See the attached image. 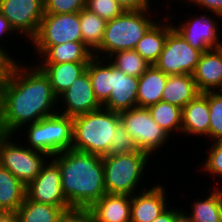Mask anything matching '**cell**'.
Instances as JSON below:
<instances>
[{
    "label": "cell",
    "instance_id": "cell-26",
    "mask_svg": "<svg viewBox=\"0 0 222 222\" xmlns=\"http://www.w3.org/2000/svg\"><path fill=\"white\" fill-rule=\"evenodd\" d=\"M208 196L194 200L192 212L184 215L192 222H222V188L216 187L208 192Z\"/></svg>",
    "mask_w": 222,
    "mask_h": 222
},
{
    "label": "cell",
    "instance_id": "cell-15",
    "mask_svg": "<svg viewBox=\"0 0 222 222\" xmlns=\"http://www.w3.org/2000/svg\"><path fill=\"white\" fill-rule=\"evenodd\" d=\"M138 190L131 196V222H152L168 208L167 193L163 185Z\"/></svg>",
    "mask_w": 222,
    "mask_h": 222
},
{
    "label": "cell",
    "instance_id": "cell-2",
    "mask_svg": "<svg viewBox=\"0 0 222 222\" xmlns=\"http://www.w3.org/2000/svg\"><path fill=\"white\" fill-rule=\"evenodd\" d=\"M51 158L60 168L62 193L72 208H90L106 194L102 156L68 149Z\"/></svg>",
    "mask_w": 222,
    "mask_h": 222
},
{
    "label": "cell",
    "instance_id": "cell-13",
    "mask_svg": "<svg viewBox=\"0 0 222 222\" xmlns=\"http://www.w3.org/2000/svg\"><path fill=\"white\" fill-rule=\"evenodd\" d=\"M190 17L191 20L180 23V26L173 25V28L196 50L201 53L211 49L221 48L218 20L206 14L197 17ZM216 20V21H215Z\"/></svg>",
    "mask_w": 222,
    "mask_h": 222
},
{
    "label": "cell",
    "instance_id": "cell-42",
    "mask_svg": "<svg viewBox=\"0 0 222 222\" xmlns=\"http://www.w3.org/2000/svg\"><path fill=\"white\" fill-rule=\"evenodd\" d=\"M12 34L14 32V30L11 28L8 20L0 13V39H4L2 38L4 35L8 37V34L10 33ZM1 42V41H0ZM1 45V43H0Z\"/></svg>",
    "mask_w": 222,
    "mask_h": 222
},
{
    "label": "cell",
    "instance_id": "cell-14",
    "mask_svg": "<svg viewBox=\"0 0 222 222\" xmlns=\"http://www.w3.org/2000/svg\"><path fill=\"white\" fill-rule=\"evenodd\" d=\"M58 103H61L64 112L62 109L57 112L70 117L96 111L102 107L94 96L87 70L76 78L71 86L58 97Z\"/></svg>",
    "mask_w": 222,
    "mask_h": 222
},
{
    "label": "cell",
    "instance_id": "cell-35",
    "mask_svg": "<svg viewBox=\"0 0 222 222\" xmlns=\"http://www.w3.org/2000/svg\"><path fill=\"white\" fill-rule=\"evenodd\" d=\"M211 144L208 155L205 157L207 159H204L202 170L216 179H218L216 176L222 178V140L213 141Z\"/></svg>",
    "mask_w": 222,
    "mask_h": 222
},
{
    "label": "cell",
    "instance_id": "cell-44",
    "mask_svg": "<svg viewBox=\"0 0 222 222\" xmlns=\"http://www.w3.org/2000/svg\"><path fill=\"white\" fill-rule=\"evenodd\" d=\"M179 222H192L191 220H189L185 215H183L180 219Z\"/></svg>",
    "mask_w": 222,
    "mask_h": 222
},
{
    "label": "cell",
    "instance_id": "cell-43",
    "mask_svg": "<svg viewBox=\"0 0 222 222\" xmlns=\"http://www.w3.org/2000/svg\"><path fill=\"white\" fill-rule=\"evenodd\" d=\"M0 222H18V219L15 214H5Z\"/></svg>",
    "mask_w": 222,
    "mask_h": 222
},
{
    "label": "cell",
    "instance_id": "cell-32",
    "mask_svg": "<svg viewBox=\"0 0 222 222\" xmlns=\"http://www.w3.org/2000/svg\"><path fill=\"white\" fill-rule=\"evenodd\" d=\"M209 103V134L212 141L222 140V95L217 91L208 92Z\"/></svg>",
    "mask_w": 222,
    "mask_h": 222
},
{
    "label": "cell",
    "instance_id": "cell-5",
    "mask_svg": "<svg viewBox=\"0 0 222 222\" xmlns=\"http://www.w3.org/2000/svg\"><path fill=\"white\" fill-rule=\"evenodd\" d=\"M150 155L142 150L102 157L106 193L130 195L136 193L144 177ZM137 187V188H136Z\"/></svg>",
    "mask_w": 222,
    "mask_h": 222
},
{
    "label": "cell",
    "instance_id": "cell-30",
    "mask_svg": "<svg viewBox=\"0 0 222 222\" xmlns=\"http://www.w3.org/2000/svg\"><path fill=\"white\" fill-rule=\"evenodd\" d=\"M153 120L171 137L173 132L181 133L182 108L160 101L148 107ZM180 131V132H179Z\"/></svg>",
    "mask_w": 222,
    "mask_h": 222
},
{
    "label": "cell",
    "instance_id": "cell-3",
    "mask_svg": "<svg viewBox=\"0 0 222 222\" xmlns=\"http://www.w3.org/2000/svg\"><path fill=\"white\" fill-rule=\"evenodd\" d=\"M120 122L119 113L103 107L73 117L72 149L102 157L109 155Z\"/></svg>",
    "mask_w": 222,
    "mask_h": 222
},
{
    "label": "cell",
    "instance_id": "cell-45",
    "mask_svg": "<svg viewBox=\"0 0 222 222\" xmlns=\"http://www.w3.org/2000/svg\"><path fill=\"white\" fill-rule=\"evenodd\" d=\"M5 215V212L0 208V219Z\"/></svg>",
    "mask_w": 222,
    "mask_h": 222
},
{
    "label": "cell",
    "instance_id": "cell-29",
    "mask_svg": "<svg viewBox=\"0 0 222 222\" xmlns=\"http://www.w3.org/2000/svg\"><path fill=\"white\" fill-rule=\"evenodd\" d=\"M107 21L83 8L80 11V30L83 43L93 52L101 45Z\"/></svg>",
    "mask_w": 222,
    "mask_h": 222
},
{
    "label": "cell",
    "instance_id": "cell-8",
    "mask_svg": "<svg viewBox=\"0 0 222 222\" xmlns=\"http://www.w3.org/2000/svg\"><path fill=\"white\" fill-rule=\"evenodd\" d=\"M119 115L138 148L150 156L154 151L161 149L164 143L168 144L170 135L153 120L148 108L137 106Z\"/></svg>",
    "mask_w": 222,
    "mask_h": 222
},
{
    "label": "cell",
    "instance_id": "cell-17",
    "mask_svg": "<svg viewBox=\"0 0 222 222\" xmlns=\"http://www.w3.org/2000/svg\"><path fill=\"white\" fill-rule=\"evenodd\" d=\"M192 76L200 93L217 91L222 84V47L201 53Z\"/></svg>",
    "mask_w": 222,
    "mask_h": 222
},
{
    "label": "cell",
    "instance_id": "cell-6",
    "mask_svg": "<svg viewBox=\"0 0 222 222\" xmlns=\"http://www.w3.org/2000/svg\"><path fill=\"white\" fill-rule=\"evenodd\" d=\"M26 126V147L44 152L49 157L72 149L73 117L56 113Z\"/></svg>",
    "mask_w": 222,
    "mask_h": 222
},
{
    "label": "cell",
    "instance_id": "cell-27",
    "mask_svg": "<svg viewBox=\"0 0 222 222\" xmlns=\"http://www.w3.org/2000/svg\"><path fill=\"white\" fill-rule=\"evenodd\" d=\"M105 59L93 57L86 70L92 83L94 96L102 106L112 92V64Z\"/></svg>",
    "mask_w": 222,
    "mask_h": 222
},
{
    "label": "cell",
    "instance_id": "cell-33",
    "mask_svg": "<svg viewBox=\"0 0 222 222\" xmlns=\"http://www.w3.org/2000/svg\"><path fill=\"white\" fill-rule=\"evenodd\" d=\"M85 8L106 21L119 17L126 11L116 0H86Z\"/></svg>",
    "mask_w": 222,
    "mask_h": 222
},
{
    "label": "cell",
    "instance_id": "cell-37",
    "mask_svg": "<svg viewBox=\"0 0 222 222\" xmlns=\"http://www.w3.org/2000/svg\"><path fill=\"white\" fill-rule=\"evenodd\" d=\"M58 222H93L89 208H70L59 217Z\"/></svg>",
    "mask_w": 222,
    "mask_h": 222
},
{
    "label": "cell",
    "instance_id": "cell-40",
    "mask_svg": "<svg viewBox=\"0 0 222 222\" xmlns=\"http://www.w3.org/2000/svg\"><path fill=\"white\" fill-rule=\"evenodd\" d=\"M126 11H138L151 7L150 0H116Z\"/></svg>",
    "mask_w": 222,
    "mask_h": 222
},
{
    "label": "cell",
    "instance_id": "cell-11",
    "mask_svg": "<svg viewBox=\"0 0 222 222\" xmlns=\"http://www.w3.org/2000/svg\"><path fill=\"white\" fill-rule=\"evenodd\" d=\"M0 13L14 33H23L31 41L37 35L45 14L44 0H0Z\"/></svg>",
    "mask_w": 222,
    "mask_h": 222
},
{
    "label": "cell",
    "instance_id": "cell-28",
    "mask_svg": "<svg viewBox=\"0 0 222 222\" xmlns=\"http://www.w3.org/2000/svg\"><path fill=\"white\" fill-rule=\"evenodd\" d=\"M72 207H57L49 204L25 201L16 211L18 222H58L60 215Z\"/></svg>",
    "mask_w": 222,
    "mask_h": 222
},
{
    "label": "cell",
    "instance_id": "cell-39",
    "mask_svg": "<svg viewBox=\"0 0 222 222\" xmlns=\"http://www.w3.org/2000/svg\"><path fill=\"white\" fill-rule=\"evenodd\" d=\"M209 10L215 17L222 18V0H192L193 4Z\"/></svg>",
    "mask_w": 222,
    "mask_h": 222
},
{
    "label": "cell",
    "instance_id": "cell-47",
    "mask_svg": "<svg viewBox=\"0 0 222 222\" xmlns=\"http://www.w3.org/2000/svg\"><path fill=\"white\" fill-rule=\"evenodd\" d=\"M186 2H187V4H188V2H189V3H191V2H192V0H186Z\"/></svg>",
    "mask_w": 222,
    "mask_h": 222
},
{
    "label": "cell",
    "instance_id": "cell-46",
    "mask_svg": "<svg viewBox=\"0 0 222 222\" xmlns=\"http://www.w3.org/2000/svg\"><path fill=\"white\" fill-rule=\"evenodd\" d=\"M217 92L222 95V84H221V86L218 88Z\"/></svg>",
    "mask_w": 222,
    "mask_h": 222
},
{
    "label": "cell",
    "instance_id": "cell-38",
    "mask_svg": "<svg viewBox=\"0 0 222 222\" xmlns=\"http://www.w3.org/2000/svg\"><path fill=\"white\" fill-rule=\"evenodd\" d=\"M9 50H5L0 46V83L6 78L9 74V71L16 61L15 57L11 56Z\"/></svg>",
    "mask_w": 222,
    "mask_h": 222
},
{
    "label": "cell",
    "instance_id": "cell-34",
    "mask_svg": "<svg viewBox=\"0 0 222 222\" xmlns=\"http://www.w3.org/2000/svg\"><path fill=\"white\" fill-rule=\"evenodd\" d=\"M140 149L134 140L130 137L125 126L120 122L115 131L114 139L111 143V151L109 155L128 154L130 152H137Z\"/></svg>",
    "mask_w": 222,
    "mask_h": 222
},
{
    "label": "cell",
    "instance_id": "cell-24",
    "mask_svg": "<svg viewBox=\"0 0 222 222\" xmlns=\"http://www.w3.org/2000/svg\"><path fill=\"white\" fill-rule=\"evenodd\" d=\"M199 93L191 74L168 75L161 101L183 108Z\"/></svg>",
    "mask_w": 222,
    "mask_h": 222
},
{
    "label": "cell",
    "instance_id": "cell-1",
    "mask_svg": "<svg viewBox=\"0 0 222 222\" xmlns=\"http://www.w3.org/2000/svg\"><path fill=\"white\" fill-rule=\"evenodd\" d=\"M29 65L15 61L0 83L1 134L14 136L22 127L58 113L49 78L36 64Z\"/></svg>",
    "mask_w": 222,
    "mask_h": 222
},
{
    "label": "cell",
    "instance_id": "cell-21",
    "mask_svg": "<svg viewBox=\"0 0 222 222\" xmlns=\"http://www.w3.org/2000/svg\"><path fill=\"white\" fill-rule=\"evenodd\" d=\"M89 62L39 63L37 66L49 78L54 94L59 97L82 73Z\"/></svg>",
    "mask_w": 222,
    "mask_h": 222
},
{
    "label": "cell",
    "instance_id": "cell-22",
    "mask_svg": "<svg viewBox=\"0 0 222 222\" xmlns=\"http://www.w3.org/2000/svg\"><path fill=\"white\" fill-rule=\"evenodd\" d=\"M168 20L170 18L167 15L163 21L156 22L138 41L134 48L150 65H154L159 59L167 39V34L173 28L172 23H167ZM163 22L165 23L163 24Z\"/></svg>",
    "mask_w": 222,
    "mask_h": 222
},
{
    "label": "cell",
    "instance_id": "cell-20",
    "mask_svg": "<svg viewBox=\"0 0 222 222\" xmlns=\"http://www.w3.org/2000/svg\"><path fill=\"white\" fill-rule=\"evenodd\" d=\"M38 56H42L39 63L89 62L93 51L83 42H67L58 45H34Z\"/></svg>",
    "mask_w": 222,
    "mask_h": 222
},
{
    "label": "cell",
    "instance_id": "cell-36",
    "mask_svg": "<svg viewBox=\"0 0 222 222\" xmlns=\"http://www.w3.org/2000/svg\"><path fill=\"white\" fill-rule=\"evenodd\" d=\"M86 0H44V13L70 14L85 8Z\"/></svg>",
    "mask_w": 222,
    "mask_h": 222
},
{
    "label": "cell",
    "instance_id": "cell-23",
    "mask_svg": "<svg viewBox=\"0 0 222 222\" xmlns=\"http://www.w3.org/2000/svg\"><path fill=\"white\" fill-rule=\"evenodd\" d=\"M168 75L155 65H150L139 77L137 106L148 108L161 101Z\"/></svg>",
    "mask_w": 222,
    "mask_h": 222
},
{
    "label": "cell",
    "instance_id": "cell-12",
    "mask_svg": "<svg viewBox=\"0 0 222 222\" xmlns=\"http://www.w3.org/2000/svg\"><path fill=\"white\" fill-rule=\"evenodd\" d=\"M49 159L36 178L26 186V197L37 203L71 207L62 193L60 168L51 157Z\"/></svg>",
    "mask_w": 222,
    "mask_h": 222
},
{
    "label": "cell",
    "instance_id": "cell-25",
    "mask_svg": "<svg viewBox=\"0 0 222 222\" xmlns=\"http://www.w3.org/2000/svg\"><path fill=\"white\" fill-rule=\"evenodd\" d=\"M26 198V185L0 165V208L15 214Z\"/></svg>",
    "mask_w": 222,
    "mask_h": 222
},
{
    "label": "cell",
    "instance_id": "cell-10",
    "mask_svg": "<svg viewBox=\"0 0 222 222\" xmlns=\"http://www.w3.org/2000/svg\"><path fill=\"white\" fill-rule=\"evenodd\" d=\"M83 42L80 30V12L70 14L45 13L33 45H58L67 42Z\"/></svg>",
    "mask_w": 222,
    "mask_h": 222
},
{
    "label": "cell",
    "instance_id": "cell-7",
    "mask_svg": "<svg viewBox=\"0 0 222 222\" xmlns=\"http://www.w3.org/2000/svg\"><path fill=\"white\" fill-rule=\"evenodd\" d=\"M11 138L12 135L0 133V165L27 186L50 157L44 152L26 147L25 144L21 145L20 141L14 142Z\"/></svg>",
    "mask_w": 222,
    "mask_h": 222
},
{
    "label": "cell",
    "instance_id": "cell-9",
    "mask_svg": "<svg viewBox=\"0 0 222 222\" xmlns=\"http://www.w3.org/2000/svg\"><path fill=\"white\" fill-rule=\"evenodd\" d=\"M201 52L194 49L174 28L167 34L164 48L154 64L166 75L193 74Z\"/></svg>",
    "mask_w": 222,
    "mask_h": 222
},
{
    "label": "cell",
    "instance_id": "cell-41",
    "mask_svg": "<svg viewBox=\"0 0 222 222\" xmlns=\"http://www.w3.org/2000/svg\"><path fill=\"white\" fill-rule=\"evenodd\" d=\"M184 215V211L182 208L178 209H171L167 208L163 211L158 217H156L152 222H179V219Z\"/></svg>",
    "mask_w": 222,
    "mask_h": 222
},
{
    "label": "cell",
    "instance_id": "cell-18",
    "mask_svg": "<svg viewBox=\"0 0 222 222\" xmlns=\"http://www.w3.org/2000/svg\"><path fill=\"white\" fill-rule=\"evenodd\" d=\"M89 209L93 222H130L131 196L106 193Z\"/></svg>",
    "mask_w": 222,
    "mask_h": 222
},
{
    "label": "cell",
    "instance_id": "cell-31",
    "mask_svg": "<svg viewBox=\"0 0 222 222\" xmlns=\"http://www.w3.org/2000/svg\"><path fill=\"white\" fill-rule=\"evenodd\" d=\"M108 61L129 76L139 78L150 64L135 50H125L110 55ZM112 59V60H111Z\"/></svg>",
    "mask_w": 222,
    "mask_h": 222
},
{
    "label": "cell",
    "instance_id": "cell-19",
    "mask_svg": "<svg viewBox=\"0 0 222 222\" xmlns=\"http://www.w3.org/2000/svg\"><path fill=\"white\" fill-rule=\"evenodd\" d=\"M209 103L208 92L199 93L193 100L182 108L181 135L203 136L209 134Z\"/></svg>",
    "mask_w": 222,
    "mask_h": 222
},
{
    "label": "cell",
    "instance_id": "cell-16",
    "mask_svg": "<svg viewBox=\"0 0 222 222\" xmlns=\"http://www.w3.org/2000/svg\"><path fill=\"white\" fill-rule=\"evenodd\" d=\"M138 83L139 78L112 65V92L102 107L117 113L137 107Z\"/></svg>",
    "mask_w": 222,
    "mask_h": 222
},
{
    "label": "cell",
    "instance_id": "cell-4",
    "mask_svg": "<svg viewBox=\"0 0 222 222\" xmlns=\"http://www.w3.org/2000/svg\"><path fill=\"white\" fill-rule=\"evenodd\" d=\"M150 10L151 8L125 11L121 16L107 21L102 43L93 52V55L108 59L116 52L134 50L138 41L159 21L154 20L153 22L152 17H149V13L151 15L152 12Z\"/></svg>",
    "mask_w": 222,
    "mask_h": 222
}]
</instances>
